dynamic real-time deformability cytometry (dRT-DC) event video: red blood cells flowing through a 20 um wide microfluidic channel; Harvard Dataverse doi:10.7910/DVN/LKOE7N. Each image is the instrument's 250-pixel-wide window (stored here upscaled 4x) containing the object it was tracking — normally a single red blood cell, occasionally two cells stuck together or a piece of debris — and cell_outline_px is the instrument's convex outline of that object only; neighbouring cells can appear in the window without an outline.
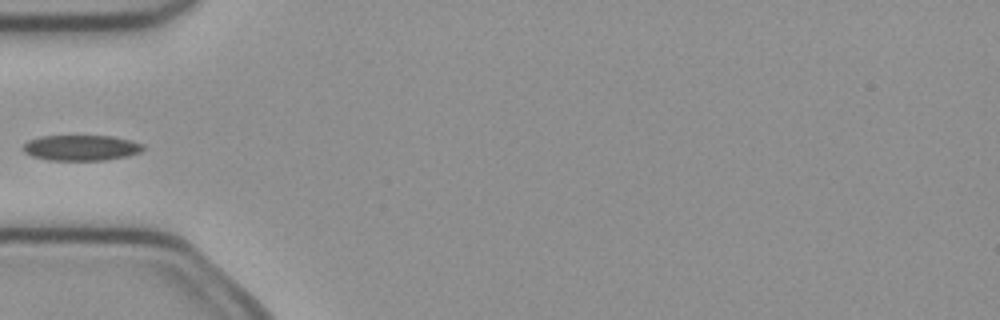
{"species": "common noctule bat (a hibernating species)", "species_latin": "Nyctalus noctula", "temperature_condition": "cold", "stored_images_in_passage": 6, "camera_frame_rate_fps": 3000, "um_per_image_px": 0.085, "animal": {"sex": "female", "body_mass_g": 21.9}, "frame": {"image": 1, "passage_image": 6, "time_ms": 1.667, "image_size_px": [1000, 320], "cell_outline_px": [[144, 148], [140, 152], [128, 156], [104, 160], [48, 160], [32, 156], [24, 152], [20, 148], [28, 140], [40, 136], [112, 136], [132, 140], [144, 144]], "centroid_in_image_um": [6.89, 12.56], "position_along_channel_um": 78.1, "area_um2": 18.03}}